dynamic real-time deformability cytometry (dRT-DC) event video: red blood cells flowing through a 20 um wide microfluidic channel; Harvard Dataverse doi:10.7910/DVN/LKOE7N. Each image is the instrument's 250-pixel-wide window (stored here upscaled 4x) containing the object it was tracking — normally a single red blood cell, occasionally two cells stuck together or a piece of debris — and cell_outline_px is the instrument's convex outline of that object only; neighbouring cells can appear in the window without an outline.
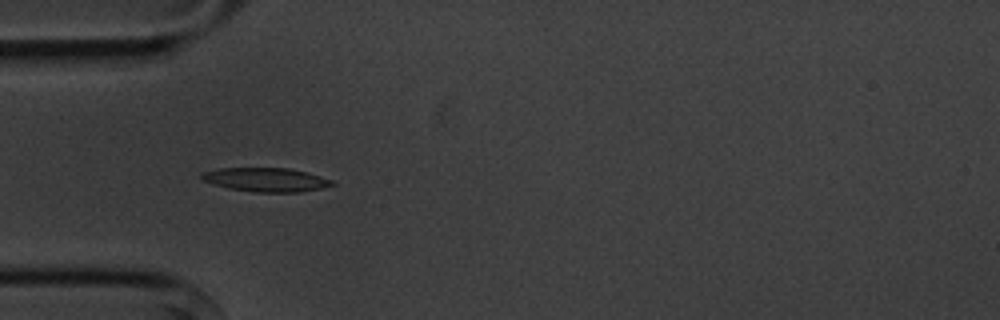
{"species": "common noctule bat (a hibernating species)", "species_latin": "Nyctalus noctula", "temperature_condition": "cold", "stored_images_in_passage": 5, "camera_frame_rate_fps": 3000, "um_per_image_px": 0.085, "animal": {"sex": "male", "body_mass_g": 20.1, "forearm_length_mm": 53.5}, "frame": {"image": 1, "passage_image": 4, "time_ms": 3.333, "image_size_px": [1000, 320], "cell_outline_px": [[336, 184], [320, 188], [300, 192], [256, 192], [228, 188], [212, 184], [200, 180], [200, 172], [220, 168], [288, 168], [308, 172], [332, 180]], "centroid_in_image_um": [22.55, 15.27], "position_along_channel_um": 62.4, "area_um2": 18.26}}
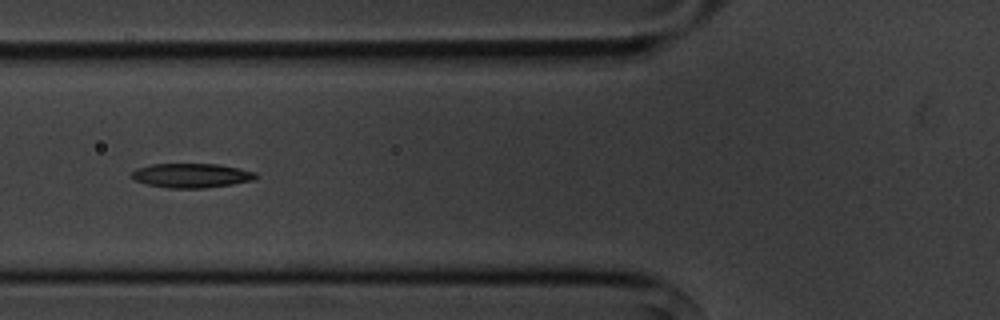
{"frame": {"image": 2, "passage_image": 5, "time_ms": 4.667, "image_size_px": [1000, 320], "cell_outline_px": [[260, 176], [252, 180], [232, 184], [204, 188], [168, 188], [148, 184], [132, 180], [132, 172], [136, 168], [152, 164], [220, 164], [240, 168], [256, 172]], "centroid_in_image_um": [16.29, 14.91], "position_along_channel_um": 109.5, "area_um2": 17.69}}